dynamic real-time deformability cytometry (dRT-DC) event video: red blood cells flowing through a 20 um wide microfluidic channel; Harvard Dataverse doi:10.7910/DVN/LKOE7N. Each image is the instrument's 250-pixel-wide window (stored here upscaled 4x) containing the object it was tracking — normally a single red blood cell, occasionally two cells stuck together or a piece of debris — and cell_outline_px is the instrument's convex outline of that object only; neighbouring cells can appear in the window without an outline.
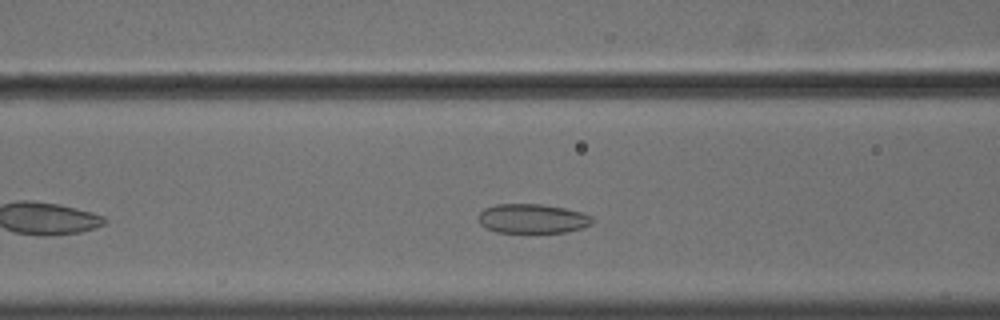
{"species": "common noctule bat (a hibernating species)", "species_latin": "Nyctalus noctula", "temperature_condition": "cold", "stored_images_in_passage": 41, "camera_frame_rate_fps": 3000, "um_per_image_px": 0.085, "animal": {"sex": "male", "body_mass_g": 18.8}, "frame": {"image": 1, "passage_image": 12, "time_ms": 3.667, "image_size_px": [1000, 320], "cell_outline_px": [[596, 220], [592, 224], [568, 232], [496, 232], [480, 224], [476, 216], [484, 208], [496, 204], [540, 204], [564, 208], [584, 212], [592, 216]], "centroid_in_image_um": [45.27, 18.57], "position_along_channel_um": 121.3, "area_um2": 19.65}}
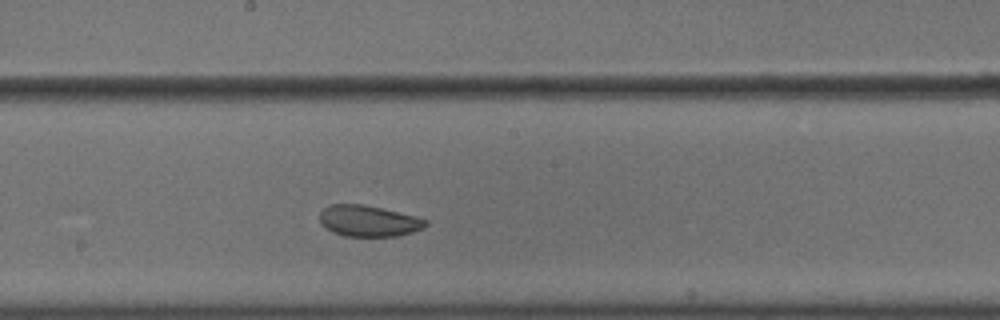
{"frame": {"image": 2, "passage_image": 20, "time_ms": 6.333, "image_size_px": [1000, 320], "cell_outline_px": [[428, 224], [424, 228], [412, 232], [396, 236], [344, 236], [332, 232], [320, 220], [320, 212], [324, 208], [332, 204], [364, 204], [416, 216], [428, 220]], "centroid_in_image_um": [31.36, 18.78], "position_along_channel_um": 216.8, "area_um2": 19.13}}
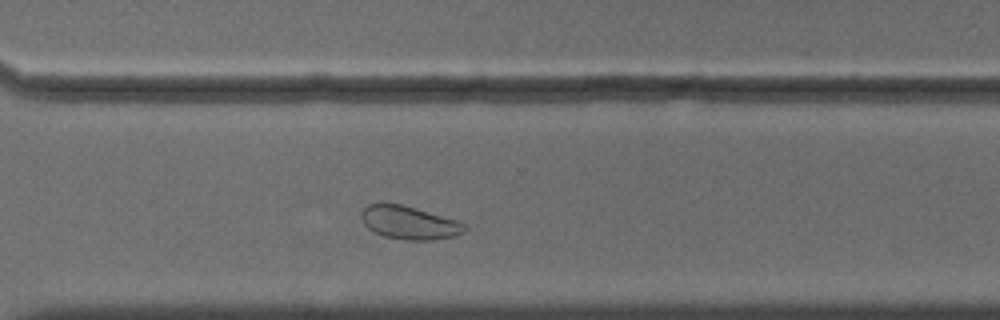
{"frame": {"image": 3, "passage_image": 30, "time_ms": 9.667, "image_size_px": [1000, 320], "cell_outline_px": [[468, 228], [464, 232], [452, 236], [432, 240], [404, 240], [384, 236], [372, 232], [364, 224], [360, 216], [360, 212], [368, 204], [400, 204], [416, 208], [456, 220], [468, 224]], "centroid_in_image_um": [34.78, 18.94], "position_along_channel_um": 335.8, "area_um2": 20.0}, "authors_computed_cell_mechanics": {"area_um2": 20.2878, "velocity_mm_per_s": 3.5773, "shape_relaxation_time_tau1_ms": 4.3945, "shape_relaxation_time_tau2_ms": 2.4088, "deformation_change_tau1": 0.0677, "deformation_change_tau2": 0.0603}}